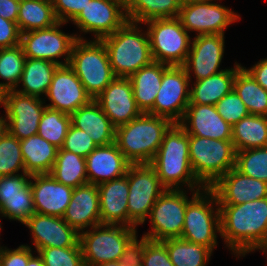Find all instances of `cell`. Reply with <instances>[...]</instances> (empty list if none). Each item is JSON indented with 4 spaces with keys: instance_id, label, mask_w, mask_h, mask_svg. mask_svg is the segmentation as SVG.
Returning <instances> with one entry per match:
<instances>
[{
    "instance_id": "cell-13",
    "label": "cell",
    "mask_w": 267,
    "mask_h": 266,
    "mask_svg": "<svg viewBox=\"0 0 267 266\" xmlns=\"http://www.w3.org/2000/svg\"><path fill=\"white\" fill-rule=\"evenodd\" d=\"M217 0H204L182 4L178 18L185 30L198 35H224L227 27L238 22L240 15L229 7L218 4ZM220 1V0H218ZM222 1V0H221Z\"/></svg>"
},
{
    "instance_id": "cell-26",
    "label": "cell",
    "mask_w": 267,
    "mask_h": 266,
    "mask_svg": "<svg viewBox=\"0 0 267 266\" xmlns=\"http://www.w3.org/2000/svg\"><path fill=\"white\" fill-rule=\"evenodd\" d=\"M98 186L101 224L126 225L128 218V177L124 175Z\"/></svg>"
},
{
    "instance_id": "cell-45",
    "label": "cell",
    "mask_w": 267,
    "mask_h": 266,
    "mask_svg": "<svg viewBox=\"0 0 267 266\" xmlns=\"http://www.w3.org/2000/svg\"><path fill=\"white\" fill-rule=\"evenodd\" d=\"M96 147L92 138L85 131L71 124L61 149L86 158Z\"/></svg>"
},
{
    "instance_id": "cell-48",
    "label": "cell",
    "mask_w": 267,
    "mask_h": 266,
    "mask_svg": "<svg viewBox=\"0 0 267 266\" xmlns=\"http://www.w3.org/2000/svg\"><path fill=\"white\" fill-rule=\"evenodd\" d=\"M58 21L71 22L90 0H51Z\"/></svg>"
},
{
    "instance_id": "cell-4",
    "label": "cell",
    "mask_w": 267,
    "mask_h": 266,
    "mask_svg": "<svg viewBox=\"0 0 267 266\" xmlns=\"http://www.w3.org/2000/svg\"><path fill=\"white\" fill-rule=\"evenodd\" d=\"M138 25L127 21L113 34L101 39L116 77L129 78L154 61L148 32L141 30Z\"/></svg>"
},
{
    "instance_id": "cell-33",
    "label": "cell",
    "mask_w": 267,
    "mask_h": 266,
    "mask_svg": "<svg viewBox=\"0 0 267 266\" xmlns=\"http://www.w3.org/2000/svg\"><path fill=\"white\" fill-rule=\"evenodd\" d=\"M58 22L51 0L20 2L16 23L21 33L50 28Z\"/></svg>"
},
{
    "instance_id": "cell-15",
    "label": "cell",
    "mask_w": 267,
    "mask_h": 266,
    "mask_svg": "<svg viewBox=\"0 0 267 266\" xmlns=\"http://www.w3.org/2000/svg\"><path fill=\"white\" fill-rule=\"evenodd\" d=\"M190 80L183 66H170L162 76L154 106L148 114L179 123L189 105Z\"/></svg>"
},
{
    "instance_id": "cell-5",
    "label": "cell",
    "mask_w": 267,
    "mask_h": 266,
    "mask_svg": "<svg viewBox=\"0 0 267 266\" xmlns=\"http://www.w3.org/2000/svg\"><path fill=\"white\" fill-rule=\"evenodd\" d=\"M68 65L92 100L116 78L106 46L101 40L77 39Z\"/></svg>"
},
{
    "instance_id": "cell-12",
    "label": "cell",
    "mask_w": 267,
    "mask_h": 266,
    "mask_svg": "<svg viewBox=\"0 0 267 266\" xmlns=\"http://www.w3.org/2000/svg\"><path fill=\"white\" fill-rule=\"evenodd\" d=\"M66 24L59 21L50 28L21 33L20 45L25 56L51 61L59 66L68 65L75 41L84 38L76 33L69 35L59 30ZM60 57L64 61H59Z\"/></svg>"
},
{
    "instance_id": "cell-21",
    "label": "cell",
    "mask_w": 267,
    "mask_h": 266,
    "mask_svg": "<svg viewBox=\"0 0 267 266\" xmlns=\"http://www.w3.org/2000/svg\"><path fill=\"white\" fill-rule=\"evenodd\" d=\"M210 189L219 204H243L267 197V183L239 172L235 167L220 177Z\"/></svg>"
},
{
    "instance_id": "cell-11",
    "label": "cell",
    "mask_w": 267,
    "mask_h": 266,
    "mask_svg": "<svg viewBox=\"0 0 267 266\" xmlns=\"http://www.w3.org/2000/svg\"><path fill=\"white\" fill-rule=\"evenodd\" d=\"M126 175L129 185V227L137 229L145 223L150 210L166 188L150 164H131Z\"/></svg>"
},
{
    "instance_id": "cell-43",
    "label": "cell",
    "mask_w": 267,
    "mask_h": 266,
    "mask_svg": "<svg viewBox=\"0 0 267 266\" xmlns=\"http://www.w3.org/2000/svg\"><path fill=\"white\" fill-rule=\"evenodd\" d=\"M37 252L45 266H85L81 247H49Z\"/></svg>"
},
{
    "instance_id": "cell-49",
    "label": "cell",
    "mask_w": 267,
    "mask_h": 266,
    "mask_svg": "<svg viewBox=\"0 0 267 266\" xmlns=\"http://www.w3.org/2000/svg\"><path fill=\"white\" fill-rule=\"evenodd\" d=\"M137 236L125 247L119 260L121 266H142L145 237L142 236L139 240Z\"/></svg>"
},
{
    "instance_id": "cell-29",
    "label": "cell",
    "mask_w": 267,
    "mask_h": 266,
    "mask_svg": "<svg viewBox=\"0 0 267 266\" xmlns=\"http://www.w3.org/2000/svg\"><path fill=\"white\" fill-rule=\"evenodd\" d=\"M169 67V65L153 61L129 77L134 99L142 113H148L153 108L163 73Z\"/></svg>"
},
{
    "instance_id": "cell-30",
    "label": "cell",
    "mask_w": 267,
    "mask_h": 266,
    "mask_svg": "<svg viewBox=\"0 0 267 266\" xmlns=\"http://www.w3.org/2000/svg\"><path fill=\"white\" fill-rule=\"evenodd\" d=\"M20 147L26 173L50 174L58 148L38 134L20 140Z\"/></svg>"
},
{
    "instance_id": "cell-18",
    "label": "cell",
    "mask_w": 267,
    "mask_h": 266,
    "mask_svg": "<svg viewBox=\"0 0 267 266\" xmlns=\"http://www.w3.org/2000/svg\"><path fill=\"white\" fill-rule=\"evenodd\" d=\"M45 96L43 99L48 98L50 102L45 104L46 107L68 115L73 114L92 100L69 65L57 67Z\"/></svg>"
},
{
    "instance_id": "cell-27",
    "label": "cell",
    "mask_w": 267,
    "mask_h": 266,
    "mask_svg": "<svg viewBox=\"0 0 267 266\" xmlns=\"http://www.w3.org/2000/svg\"><path fill=\"white\" fill-rule=\"evenodd\" d=\"M71 124L85 131L96 146L108 145L115 142L116 127L102 111L95 100L80 107L70 115Z\"/></svg>"
},
{
    "instance_id": "cell-10",
    "label": "cell",
    "mask_w": 267,
    "mask_h": 266,
    "mask_svg": "<svg viewBox=\"0 0 267 266\" xmlns=\"http://www.w3.org/2000/svg\"><path fill=\"white\" fill-rule=\"evenodd\" d=\"M200 191L191 190L192 197L188 199V189H166L150 210L151 230L142 236L152 241L181 238L187 204Z\"/></svg>"
},
{
    "instance_id": "cell-7",
    "label": "cell",
    "mask_w": 267,
    "mask_h": 266,
    "mask_svg": "<svg viewBox=\"0 0 267 266\" xmlns=\"http://www.w3.org/2000/svg\"><path fill=\"white\" fill-rule=\"evenodd\" d=\"M218 233L220 236L219 203L215 193L204 188L187 204L181 238L213 252L218 244Z\"/></svg>"
},
{
    "instance_id": "cell-24",
    "label": "cell",
    "mask_w": 267,
    "mask_h": 266,
    "mask_svg": "<svg viewBox=\"0 0 267 266\" xmlns=\"http://www.w3.org/2000/svg\"><path fill=\"white\" fill-rule=\"evenodd\" d=\"M62 218L78 233L101 224L98 186L86 183L74 188Z\"/></svg>"
},
{
    "instance_id": "cell-23",
    "label": "cell",
    "mask_w": 267,
    "mask_h": 266,
    "mask_svg": "<svg viewBox=\"0 0 267 266\" xmlns=\"http://www.w3.org/2000/svg\"><path fill=\"white\" fill-rule=\"evenodd\" d=\"M178 124L189 136L217 140L232 138V126L220 116L213 105L189 104Z\"/></svg>"
},
{
    "instance_id": "cell-58",
    "label": "cell",
    "mask_w": 267,
    "mask_h": 266,
    "mask_svg": "<svg viewBox=\"0 0 267 266\" xmlns=\"http://www.w3.org/2000/svg\"><path fill=\"white\" fill-rule=\"evenodd\" d=\"M262 252H263V254H267V244H266V246L262 249Z\"/></svg>"
},
{
    "instance_id": "cell-17",
    "label": "cell",
    "mask_w": 267,
    "mask_h": 266,
    "mask_svg": "<svg viewBox=\"0 0 267 266\" xmlns=\"http://www.w3.org/2000/svg\"><path fill=\"white\" fill-rule=\"evenodd\" d=\"M224 39L225 35L208 34L195 36L191 41L190 51L183 65L191 83L193 75L197 81L226 70L218 69L224 57Z\"/></svg>"
},
{
    "instance_id": "cell-42",
    "label": "cell",
    "mask_w": 267,
    "mask_h": 266,
    "mask_svg": "<svg viewBox=\"0 0 267 266\" xmlns=\"http://www.w3.org/2000/svg\"><path fill=\"white\" fill-rule=\"evenodd\" d=\"M19 172L26 173L20 140L7 132L0 140V177L19 175Z\"/></svg>"
},
{
    "instance_id": "cell-3",
    "label": "cell",
    "mask_w": 267,
    "mask_h": 266,
    "mask_svg": "<svg viewBox=\"0 0 267 266\" xmlns=\"http://www.w3.org/2000/svg\"><path fill=\"white\" fill-rule=\"evenodd\" d=\"M172 124L167 118L142 113L116 127L115 143L131 164H150Z\"/></svg>"
},
{
    "instance_id": "cell-40",
    "label": "cell",
    "mask_w": 267,
    "mask_h": 266,
    "mask_svg": "<svg viewBox=\"0 0 267 266\" xmlns=\"http://www.w3.org/2000/svg\"><path fill=\"white\" fill-rule=\"evenodd\" d=\"M35 213L31 183L23 187L19 194L0 196V216L16 220L22 224Z\"/></svg>"
},
{
    "instance_id": "cell-19",
    "label": "cell",
    "mask_w": 267,
    "mask_h": 266,
    "mask_svg": "<svg viewBox=\"0 0 267 266\" xmlns=\"http://www.w3.org/2000/svg\"><path fill=\"white\" fill-rule=\"evenodd\" d=\"M23 225L31 231L33 252L42 248L81 247L79 233L70 227L62 217L34 213Z\"/></svg>"
},
{
    "instance_id": "cell-34",
    "label": "cell",
    "mask_w": 267,
    "mask_h": 266,
    "mask_svg": "<svg viewBox=\"0 0 267 266\" xmlns=\"http://www.w3.org/2000/svg\"><path fill=\"white\" fill-rule=\"evenodd\" d=\"M235 150L267 147V116L249 114L232 126Z\"/></svg>"
},
{
    "instance_id": "cell-39",
    "label": "cell",
    "mask_w": 267,
    "mask_h": 266,
    "mask_svg": "<svg viewBox=\"0 0 267 266\" xmlns=\"http://www.w3.org/2000/svg\"><path fill=\"white\" fill-rule=\"evenodd\" d=\"M70 125V115L46 107L39 122L37 134L60 149Z\"/></svg>"
},
{
    "instance_id": "cell-54",
    "label": "cell",
    "mask_w": 267,
    "mask_h": 266,
    "mask_svg": "<svg viewBox=\"0 0 267 266\" xmlns=\"http://www.w3.org/2000/svg\"><path fill=\"white\" fill-rule=\"evenodd\" d=\"M8 132V121L6 115H0V140L5 136Z\"/></svg>"
},
{
    "instance_id": "cell-16",
    "label": "cell",
    "mask_w": 267,
    "mask_h": 266,
    "mask_svg": "<svg viewBox=\"0 0 267 266\" xmlns=\"http://www.w3.org/2000/svg\"><path fill=\"white\" fill-rule=\"evenodd\" d=\"M127 21L124 0H90L71 23L79 32L92 33L95 40H101Z\"/></svg>"
},
{
    "instance_id": "cell-57",
    "label": "cell",
    "mask_w": 267,
    "mask_h": 266,
    "mask_svg": "<svg viewBox=\"0 0 267 266\" xmlns=\"http://www.w3.org/2000/svg\"><path fill=\"white\" fill-rule=\"evenodd\" d=\"M199 1H204V0H180L181 4H187V3L199 2Z\"/></svg>"
},
{
    "instance_id": "cell-41",
    "label": "cell",
    "mask_w": 267,
    "mask_h": 266,
    "mask_svg": "<svg viewBox=\"0 0 267 266\" xmlns=\"http://www.w3.org/2000/svg\"><path fill=\"white\" fill-rule=\"evenodd\" d=\"M235 168L246 176L267 183V147L237 151Z\"/></svg>"
},
{
    "instance_id": "cell-8",
    "label": "cell",
    "mask_w": 267,
    "mask_h": 266,
    "mask_svg": "<svg viewBox=\"0 0 267 266\" xmlns=\"http://www.w3.org/2000/svg\"><path fill=\"white\" fill-rule=\"evenodd\" d=\"M137 229L126 225L99 224L79 233L85 266L119 261Z\"/></svg>"
},
{
    "instance_id": "cell-56",
    "label": "cell",
    "mask_w": 267,
    "mask_h": 266,
    "mask_svg": "<svg viewBox=\"0 0 267 266\" xmlns=\"http://www.w3.org/2000/svg\"><path fill=\"white\" fill-rule=\"evenodd\" d=\"M96 266H121L119 261H110Z\"/></svg>"
},
{
    "instance_id": "cell-50",
    "label": "cell",
    "mask_w": 267,
    "mask_h": 266,
    "mask_svg": "<svg viewBox=\"0 0 267 266\" xmlns=\"http://www.w3.org/2000/svg\"><path fill=\"white\" fill-rule=\"evenodd\" d=\"M21 32L17 23L0 17V49L20 44Z\"/></svg>"
},
{
    "instance_id": "cell-44",
    "label": "cell",
    "mask_w": 267,
    "mask_h": 266,
    "mask_svg": "<svg viewBox=\"0 0 267 266\" xmlns=\"http://www.w3.org/2000/svg\"><path fill=\"white\" fill-rule=\"evenodd\" d=\"M217 112L230 125L233 126L242 118L249 115V112L239 97V95L232 89L219 102L215 104Z\"/></svg>"
},
{
    "instance_id": "cell-32",
    "label": "cell",
    "mask_w": 267,
    "mask_h": 266,
    "mask_svg": "<svg viewBox=\"0 0 267 266\" xmlns=\"http://www.w3.org/2000/svg\"><path fill=\"white\" fill-rule=\"evenodd\" d=\"M180 0H124L128 21L143 24L153 19L176 18Z\"/></svg>"
},
{
    "instance_id": "cell-38",
    "label": "cell",
    "mask_w": 267,
    "mask_h": 266,
    "mask_svg": "<svg viewBox=\"0 0 267 266\" xmlns=\"http://www.w3.org/2000/svg\"><path fill=\"white\" fill-rule=\"evenodd\" d=\"M26 56L19 44L10 48L0 49V93L14 90L20 82L24 70Z\"/></svg>"
},
{
    "instance_id": "cell-35",
    "label": "cell",
    "mask_w": 267,
    "mask_h": 266,
    "mask_svg": "<svg viewBox=\"0 0 267 266\" xmlns=\"http://www.w3.org/2000/svg\"><path fill=\"white\" fill-rule=\"evenodd\" d=\"M50 174L61 184L72 188L88 183L85 157L61 148L57 151Z\"/></svg>"
},
{
    "instance_id": "cell-25",
    "label": "cell",
    "mask_w": 267,
    "mask_h": 266,
    "mask_svg": "<svg viewBox=\"0 0 267 266\" xmlns=\"http://www.w3.org/2000/svg\"><path fill=\"white\" fill-rule=\"evenodd\" d=\"M85 160L88 183L94 185L126 175L131 165L115 142L97 146Z\"/></svg>"
},
{
    "instance_id": "cell-47",
    "label": "cell",
    "mask_w": 267,
    "mask_h": 266,
    "mask_svg": "<svg viewBox=\"0 0 267 266\" xmlns=\"http://www.w3.org/2000/svg\"><path fill=\"white\" fill-rule=\"evenodd\" d=\"M34 253L32 247L22 244L10 250L0 246V266H27L28 260Z\"/></svg>"
},
{
    "instance_id": "cell-20",
    "label": "cell",
    "mask_w": 267,
    "mask_h": 266,
    "mask_svg": "<svg viewBox=\"0 0 267 266\" xmlns=\"http://www.w3.org/2000/svg\"><path fill=\"white\" fill-rule=\"evenodd\" d=\"M94 100L115 127L129 123L142 114L134 99L129 78L116 77Z\"/></svg>"
},
{
    "instance_id": "cell-14",
    "label": "cell",
    "mask_w": 267,
    "mask_h": 266,
    "mask_svg": "<svg viewBox=\"0 0 267 266\" xmlns=\"http://www.w3.org/2000/svg\"><path fill=\"white\" fill-rule=\"evenodd\" d=\"M45 100L24 95L15 90L1 93V106L5 109L8 132L18 140L37 134L38 125L46 108Z\"/></svg>"
},
{
    "instance_id": "cell-22",
    "label": "cell",
    "mask_w": 267,
    "mask_h": 266,
    "mask_svg": "<svg viewBox=\"0 0 267 266\" xmlns=\"http://www.w3.org/2000/svg\"><path fill=\"white\" fill-rule=\"evenodd\" d=\"M29 182L35 213L62 217L74 188L61 184L51 174L31 175Z\"/></svg>"
},
{
    "instance_id": "cell-28",
    "label": "cell",
    "mask_w": 267,
    "mask_h": 266,
    "mask_svg": "<svg viewBox=\"0 0 267 266\" xmlns=\"http://www.w3.org/2000/svg\"><path fill=\"white\" fill-rule=\"evenodd\" d=\"M241 66V64L235 62L233 68H226V70L192 83L189 93V104L215 106L217 102L233 89L237 70Z\"/></svg>"
},
{
    "instance_id": "cell-46",
    "label": "cell",
    "mask_w": 267,
    "mask_h": 266,
    "mask_svg": "<svg viewBox=\"0 0 267 266\" xmlns=\"http://www.w3.org/2000/svg\"><path fill=\"white\" fill-rule=\"evenodd\" d=\"M142 266H174L166 246L161 241H152L145 237V249Z\"/></svg>"
},
{
    "instance_id": "cell-36",
    "label": "cell",
    "mask_w": 267,
    "mask_h": 266,
    "mask_svg": "<svg viewBox=\"0 0 267 266\" xmlns=\"http://www.w3.org/2000/svg\"><path fill=\"white\" fill-rule=\"evenodd\" d=\"M233 89L245 104L249 114L267 116V90L241 66L236 73Z\"/></svg>"
},
{
    "instance_id": "cell-9",
    "label": "cell",
    "mask_w": 267,
    "mask_h": 266,
    "mask_svg": "<svg viewBox=\"0 0 267 266\" xmlns=\"http://www.w3.org/2000/svg\"><path fill=\"white\" fill-rule=\"evenodd\" d=\"M147 32L153 60L169 66H183L190 51L191 39L178 17L153 19Z\"/></svg>"
},
{
    "instance_id": "cell-37",
    "label": "cell",
    "mask_w": 267,
    "mask_h": 266,
    "mask_svg": "<svg viewBox=\"0 0 267 266\" xmlns=\"http://www.w3.org/2000/svg\"><path fill=\"white\" fill-rule=\"evenodd\" d=\"M168 251L174 266H207L213 252L203 245L172 238L161 241Z\"/></svg>"
},
{
    "instance_id": "cell-1",
    "label": "cell",
    "mask_w": 267,
    "mask_h": 266,
    "mask_svg": "<svg viewBox=\"0 0 267 266\" xmlns=\"http://www.w3.org/2000/svg\"><path fill=\"white\" fill-rule=\"evenodd\" d=\"M220 237L237 259L267 244V197L243 204H219Z\"/></svg>"
},
{
    "instance_id": "cell-51",
    "label": "cell",
    "mask_w": 267,
    "mask_h": 266,
    "mask_svg": "<svg viewBox=\"0 0 267 266\" xmlns=\"http://www.w3.org/2000/svg\"><path fill=\"white\" fill-rule=\"evenodd\" d=\"M30 178L31 175L28 173L0 177V196L19 194V191L29 183Z\"/></svg>"
},
{
    "instance_id": "cell-6",
    "label": "cell",
    "mask_w": 267,
    "mask_h": 266,
    "mask_svg": "<svg viewBox=\"0 0 267 266\" xmlns=\"http://www.w3.org/2000/svg\"><path fill=\"white\" fill-rule=\"evenodd\" d=\"M189 158L196 178L210 188L236 164L232 140L189 136Z\"/></svg>"
},
{
    "instance_id": "cell-53",
    "label": "cell",
    "mask_w": 267,
    "mask_h": 266,
    "mask_svg": "<svg viewBox=\"0 0 267 266\" xmlns=\"http://www.w3.org/2000/svg\"><path fill=\"white\" fill-rule=\"evenodd\" d=\"M20 2L16 0H0V17L17 22Z\"/></svg>"
},
{
    "instance_id": "cell-52",
    "label": "cell",
    "mask_w": 267,
    "mask_h": 266,
    "mask_svg": "<svg viewBox=\"0 0 267 266\" xmlns=\"http://www.w3.org/2000/svg\"><path fill=\"white\" fill-rule=\"evenodd\" d=\"M244 68L260 86L267 90V58L259 60L251 68Z\"/></svg>"
},
{
    "instance_id": "cell-31",
    "label": "cell",
    "mask_w": 267,
    "mask_h": 266,
    "mask_svg": "<svg viewBox=\"0 0 267 266\" xmlns=\"http://www.w3.org/2000/svg\"><path fill=\"white\" fill-rule=\"evenodd\" d=\"M58 66L51 61L26 57L23 74L19 85L14 90L24 95L44 97ZM20 84L22 88H19Z\"/></svg>"
},
{
    "instance_id": "cell-55",
    "label": "cell",
    "mask_w": 267,
    "mask_h": 266,
    "mask_svg": "<svg viewBox=\"0 0 267 266\" xmlns=\"http://www.w3.org/2000/svg\"><path fill=\"white\" fill-rule=\"evenodd\" d=\"M35 253H37V255L36 256L32 255L30 257V259L28 260L27 266H45L38 252H35Z\"/></svg>"
},
{
    "instance_id": "cell-2",
    "label": "cell",
    "mask_w": 267,
    "mask_h": 266,
    "mask_svg": "<svg viewBox=\"0 0 267 266\" xmlns=\"http://www.w3.org/2000/svg\"><path fill=\"white\" fill-rule=\"evenodd\" d=\"M161 184L166 189L203 190L206 188L195 176L189 158V135L173 123L165 132L163 141L151 161Z\"/></svg>"
}]
</instances>
